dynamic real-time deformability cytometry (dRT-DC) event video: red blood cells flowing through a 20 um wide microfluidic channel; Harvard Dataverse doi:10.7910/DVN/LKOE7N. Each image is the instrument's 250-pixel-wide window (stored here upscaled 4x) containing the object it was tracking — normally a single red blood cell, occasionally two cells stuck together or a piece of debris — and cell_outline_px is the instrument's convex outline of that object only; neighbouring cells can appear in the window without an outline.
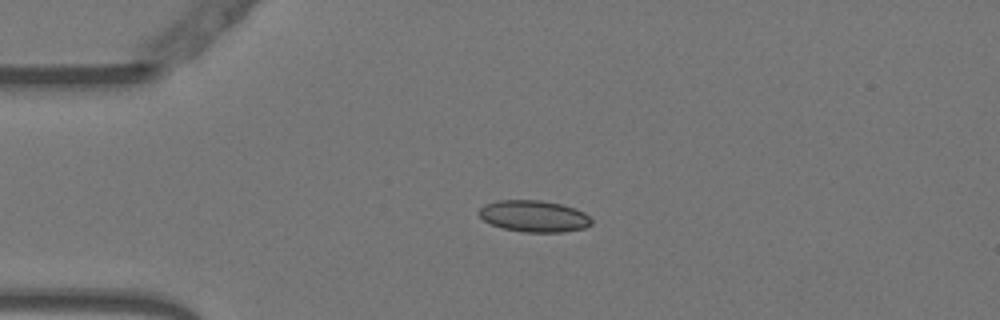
{"species": "Egyptian fruit bat (a non-hibernating species)", "species_latin": "Rousettus aegyptiacus", "temperature_condition": "warm", "stored_images_in_passage": 42, "camera_frame_rate_fps": 3000, "um_per_image_px": 0.085, "animal": {"sex": "female"}, "frame": {"image": 1, "passage_image": 1, "time_ms": 0.0, "image_size_px": [1000, 320], "cell_outline_px": [[592, 224], [584, 228], [564, 232], [524, 232], [504, 228], [492, 224], [484, 220], [476, 212], [484, 204], [496, 200], [540, 200], [560, 204], [576, 208], [584, 212], [592, 220]], "centroid_in_image_um": [45.38, 18.37], "position_along_channel_um": 39.6, "area_um2": 20.75}}
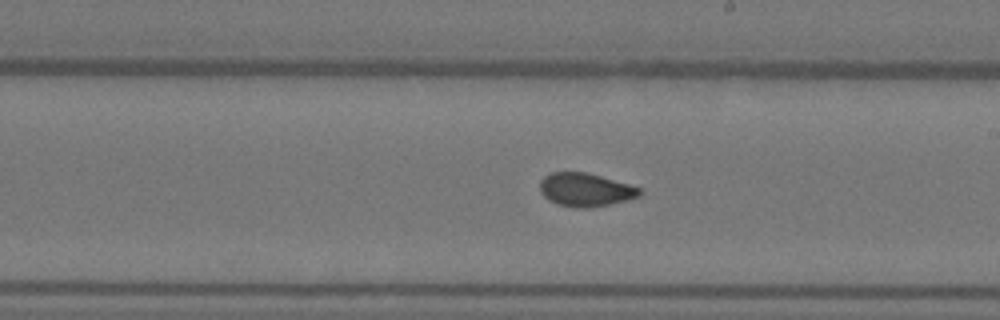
{"frame": {"image": 2, "passage_image": 19, "time_ms": 6.0, "image_size_px": [1000, 320], "cell_outline_px": [[640, 196], [608, 204], [588, 208], [572, 208], [556, 204], [548, 200], [540, 192], [540, 180], [544, 176], [552, 172], [588, 172], [628, 184], [640, 188]], "centroid_in_image_um": [49.7, 16.13], "position_along_channel_um": 239.3, "area_um2": 19.36}}
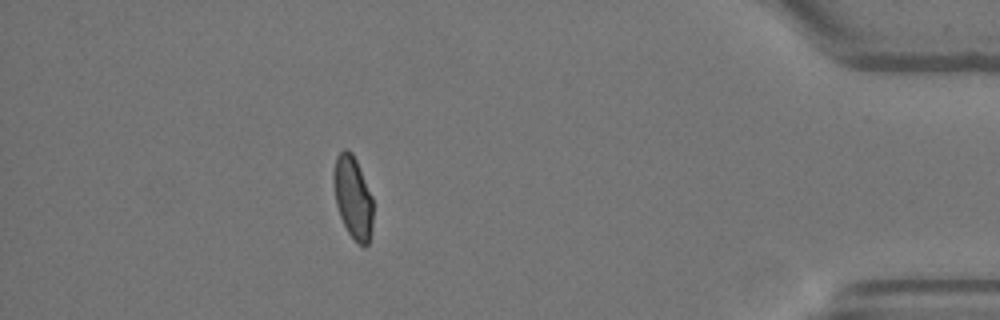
{"frame": {"image": 3, "passage_image": 36, "time_ms": 11.667, "image_size_px": [1000, 320], "cell_outline_px": [[372, 228], [368, 244], [364, 248], [356, 244], [348, 232], [340, 216], [336, 204], [332, 176], [332, 172], [336, 156], [344, 148], [348, 148], [352, 152], [356, 160], [372, 196]], "centroid_in_image_um": [29.98, 16.78], "position_along_channel_um": 405.2, "area_um2": 19.19}, "authors_computed_cell_mechanics": {"area_um2": 19.4497, "velocity_mm_per_s": 3.78, "shape_relaxation_time_tau1_ms": 7.2143, "shape_relaxation_time_tau2_ms": 0.825, "deformation_change_tau1": 0.1659, "deformation_change_tau2": 0.056}}